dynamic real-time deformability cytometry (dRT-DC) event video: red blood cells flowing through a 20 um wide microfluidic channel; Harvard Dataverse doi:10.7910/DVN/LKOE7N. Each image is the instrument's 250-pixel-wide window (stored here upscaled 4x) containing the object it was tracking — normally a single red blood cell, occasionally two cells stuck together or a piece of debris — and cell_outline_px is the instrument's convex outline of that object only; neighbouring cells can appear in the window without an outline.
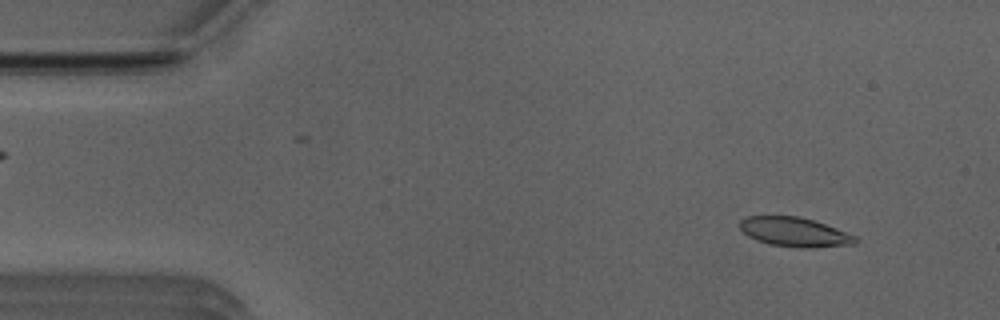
{"species": "Egyptian fruit bat (a non-hibernating species)", "species_latin": "Rousettus aegyptiacus", "temperature_condition": "room temperature", "stored_images_in_passage": 11, "camera_frame_rate_fps": 3000, "um_per_image_px": 0.085, "animal": {"sex": "male"}, "frame": {"image": 1, "passage_image": 4, "time_ms": 1.0, "image_size_px": [1000, 320], "cell_outline_px": [[860, 240], [856, 244], [816, 248], [796, 248], [768, 244], [756, 240], [748, 236], [740, 228], [740, 220], [744, 216], [800, 216], [836, 228], [856, 236]], "centroid_in_image_um": [67.55, 19.74], "position_along_channel_um": 17.4, "area_um2": 20.0}}